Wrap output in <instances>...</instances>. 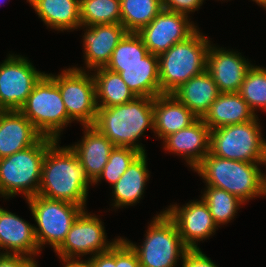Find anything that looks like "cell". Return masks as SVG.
<instances>
[{"mask_svg":"<svg viewBox=\"0 0 266 267\" xmlns=\"http://www.w3.org/2000/svg\"><path fill=\"white\" fill-rule=\"evenodd\" d=\"M89 185L82 165L70 146H59L55 140L47 149L42 163L38 195L74 203L86 209Z\"/></svg>","mask_w":266,"mask_h":267,"instance_id":"6da1fadb","label":"cell"},{"mask_svg":"<svg viewBox=\"0 0 266 267\" xmlns=\"http://www.w3.org/2000/svg\"><path fill=\"white\" fill-rule=\"evenodd\" d=\"M153 106L154 98L135 97L125 104L97 107L93 127L115 147H130L145 153V148L138 142L147 128L154 131Z\"/></svg>","mask_w":266,"mask_h":267,"instance_id":"7a4b0ae2","label":"cell"},{"mask_svg":"<svg viewBox=\"0 0 266 267\" xmlns=\"http://www.w3.org/2000/svg\"><path fill=\"white\" fill-rule=\"evenodd\" d=\"M261 164L266 166V163L217 157L209 152L193 170L202 177L206 186L226 190L246 203L265 196L266 174L261 172Z\"/></svg>","mask_w":266,"mask_h":267,"instance_id":"3957f363","label":"cell"},{"mask_svg":"<svg viewBox=\"0 0 266 267\" xmlns=\"http://www.w3.org/2000/svg\"><path fill=\"white\" fill-rule=\"evenodd\" d=\"M210 42L197 29L186 40L158 56L161 94H172L183 83L206 70Z\"/></svg>","mask_w":266,"mask_h":267,"instance_id":"277c9868","label":"cell"},{"mask_svg":"<svg viewBox=\"0 0 266 267\" xmlns=\"http://www.w3.org/2000/svg\"><path fill=\"white\" fill-rule=\"evenodd\" d=\"M55 139L43 136L36 144L0 158V196L6 199L21 193L36 196L41 183L42 163Z\"/></svg>","mask_w":266,"mask_h":267,"instance_id":"5b68a950","label":"cell"},{"mask_svg":"<svg viewBox=\"0 0 266 267\" xmlns=\"http://www.w3.org/2000/svg\"><path fill=\"white\" fill-rule=\"evenodd\" d=\"M19 111L43 136L55 140H59L63 129L73 122L57 84L47 73L35 84Z\"/></svg>","mask_w":266,"mask_h":267,"instance_id":"8992f818","label":"cell"},{"mask_svg":"<svg viewBox=\"0 0 266 267\" xmlns=\"http://www.w3.org/2000/svg\"><path fill=\"white\" fill-rule=\"evenodd\" d=\"M144 239L138 246L125 239L136 251L141 267H175L188 250L165 211L153 217Z\"/></svg>","mask_w":266,"mask_h":267,"instance_id":"52a82bcc","label":"cell"},{"mask_svg":"<svg viewBox=\"0 0 266 267\" xmlns=\"http://www.w3.org/2000/svg\"><path fill=\"white\" fill-rule=\"evenodd\" d=\"M258 116L241 124L210 131V153L217 157L250 163H266V140Z\"/></svg>","mask_w":266,"mask_h":267,"instance_id":"ba28073f","label":"cell"},{"mask_svg":"<svg viewBox=\"0 0 266 267\" xmlns=\"http://www.w3.org/2000/svg\"><path fill=\"white\" fill-rule=\"evenodd\" d=\"M36 222L34 232L39 250L50 245L54 252L62 245L76 218L84 210L63 200H52L40 195L26 199Z\"/></svg>","mask_w":266,"mask_h":267,"instance_id":"9c48e42d","label":"cell"},{"mask_svg":"<svg viewBox=\"0 0 266 267\" xmlns=\"http://www.w3.org/2000/svg\"><path fill=\"white\" fill-rule=\"evenodd\" d=\"M82 67H70L60 74H48L57 84L72 121L82 126H93L97 116L95 81Z\"/></svg>","mask_w":266,"mask_h":267,"instance_id":"30bf717a","label":"cell"},{"mask_svg":"<svg viewBox=\"0 0 266 267\" xmlns=\"http://www.w3.org/2000/svg\"><path fill=\"white\" fill-rule=\"evenodd\" d=\"M45 72L37 71L27 57L9 54L0 64V104L19 110Z\"/></svg>","mask_w":266,"mask_h":267,"instance_id":"8fae6325","label":"cell"},{"mask_svg":"<svg viewBox=\"0 0 266 267\" xmlns=\"http://www.w3.org/2000/svg\"><path fill=\"white\" fill-rule=\"evenodd\" d=\"M104 225L98 216L83 210L73 222L62 245L55 251L59 258H79L80 256L104 253L120 238L107 241Z\"/></svg>","mask_w":266,"mask_h":267,"instance_id":"7c38bea8","label":"cell"},{"mask_svg":"<svg viewBox=\"0 0 266 267\" xmlns=\"http://www.w3.org/2000/svg\"><path fill=\"white\" fill-rule=\"evenodd\" d=\"M188 19L189 16L185 14L163 9L137 34L141 37L148 52L159 56L174 44L186 40L199 29Z\"/></svg>","mask_w":266,"mask_h":267,"instance_id":"4fadbf2b","label":"cell"},{"mask_svg":"<svg viewBox=\"0 0 266 267\" xmlns=\"http://www.w3.org/2000/svg\"><path fill=\"white\" fill-rule=\"evenodd\" d=\"M165 209V213L174 221L178 233L188 249H199L198 241L208 239L218 229L202 198L198 201H189L182 207L175 203Z\"/></svg>","mask_w":266,"mask_h":267,"instance_id":"5bb4252c","label":"cell"},{"mask_svg":"<svg viewBox=\"0 0 266 267\" xmlns=\"http://www.w3.org/2000/svg\"><path fill=\"white\" fill-rule=\"evenodd\" d=\"M238 51L209 46L206 70L211 74L220 93L239 92L252 64Z\"/></svg>","mask_w":266,"mask_h":267,"instance_id":"9a60e30c","label":"cell"},{"mask_svg":"<svg viewBox=\"0 0 266 267\" xmlns=\"http://www.w3.org/2000/svg\"><path fill=\"white\" fill-rule=\"evenodd\" d=\"M84 63L88 71L106 67L119 41L127 33L121 24L83 26Z\"/></svg>","mask_w":266,"mask_h":267,"instance_id":"2e32d148","label":"cell"},{"mask_svg":"<svg viewBox=\"0 0 266 267\" xmlns=\"http://www.w3.org/2000/svg\"><path fill=\"white\" fill-rule=\"evenodd\" d=\"M210 128L202 118L163 140L165 151L177 154L186 160L193 170L210 152Z\"/></svg>","mask_w":266,"mask_h":267,"instance_id":"e0dca14e","label":"cell"},{"mask_svg":"<svg viewBox=\"0 0 266 267\" xmlns=\"http://www.w3.org/2000/svg\"><path fill=\"white\" fill-rule=\"evenodd\" d=\"M0 249L34 259L40 253L34 225L0 206ZM6 250V251H4Z\"/></svg>","mask_w":266,"mask_h":267,"instance_id":"ac0fdd59","label":"cell"},{"mask_svg":"<svg viewBox=\"0 0 266 267\" xmlns=\"http://www.w3.org/2000/svg\"><path fill=\"white\" fill-rule=\"evenodd\" d=\"M42 137L19 110H5L0 114V158L27 149Z\"/></svg>","mask_w":266,"mask_h":267,"instance_id":"d6986e66","label":"cell"},{"mask_svg":"<svg viewBox=\"0 0 266 267\" xmlns=\"http://www.w3.org/2000/svg\"><path fill=\"white\" fill-rule=\"evenodd\" d=\"M105 68L119 73L136 97L155 98L161 95L157 55L149 52L138 64L106 65Z\"/></svg>","mask_w":266,"mask_h":267,"instance_id":"ffe728a7","label":"cell"},{"mask_svg":"<svg viewBox=\"0 0 266 267\" xmlns=\"http://www.w3.org/2000/svg\"><path fill=\"white\" fill-rule=\"evenodd\" d=\"M84 136L75 145H69L75 152L86 176L93 183L108 162L114 144L93 126H83Z\"/></svg>","mask_w":266,"mask_h":267,"instance_id":"44dd1931","label":"cell"},{"mask_svg":"<svg viewBox=\"0 0 266 267\" xmlns=\"http://www.w3.org/2000/svg\"><path fill=\"white\" fill-rule=\"evenodd\" d=\"M198 117L173 94H161L154 98V135L161 140L190 126Z\"/></svg>","mask_w":266,"mask_h":267,"instance_id":"7402d4cb","label":"cell"},{"mask_svg":"<svg viewBox=\"0 0 266 267\" xmlns=\"http://www.w3.org/2000/svg\"><path fill=\"white\" fill-rule=\"evenodd\" d=\"M238 92L220 93L202 117L210 130L249 122L256 117Z\"/></svg>","mask_w":266,"mask_h":267,"instance_id":"603a6c76","label":"cell"},{"mask_svg":"<svg viewBox=\"0 0 266 267\" xmlns=\"http://www.w3.org/2000/svg\"><path fill=\"white\" fill-rule=\"evenodd\" d=\"M147 155L141 153L127 168L125 173L112 186L113 207L123 208L133 206L142 199L145 185L150 178L147 168Z\"/></svg>","mask_w":266,"mask_h":267,"instance_id":"cb8c5ba5","label":"cell"},{"mask_svg":"<svg viewBox=\"0 0 266 267\" xmlns=\"http://www.w3.org/2000/svg\"><path fill=\"white\" fill-rule=\"evenodd\" d=\"M198 118H202L220 94L211 74L205 70L172 93Z\"/></svg>","mask_w":266,"mask_h":267,"instance_id":"d4e9b609","label":"cell"},{"mask_svg":"<svg viewBox=\"0 0 266 267\" xmlns=\"http://www.w3.org/2000/svg\"><path fill=\"white\" fill-rule=\"evenodd\" d=\"M28 2L47 28L69 32L82 27L80 0H29Z\"/></svg>","mask_w":266,"mask_h":267,"instance_id":"484cf974","label":"cell"},{"mask_svg":"<svg viewBox=\"0 0 266 267\" xmlns=\"http://www.w3.org/2000/svg\"><path fill=\"white\" fill-rule=\"evenodd\" d=\"M93 71L97 107L125 104L136 97L119 73L105 67Z\"/></svg>","mask_w":266,"mask_h":267,"instance_id":"4316f807","label":"cell"},{"mask_svg":"<svg viewBox=\"0 0 266 267\" xmlns=\"http://www.w3.org/2000/svg\"><path fill=\"white\" fill-rule=\"evenodd\" d=\"M121 25L127 32L137 33L163 10L162 0H120Z\"/></svg>","mask_w":266,"mask_h":267,"instance_id":"83f0119b","label":"cell"},{"mask_svg":"<svg viewBox=\"0 0 266 267\" xmlns=\"http://www.w3.org/2000/svg\"><path fill=\"white\" fill-rule=\"evenodd\" d=\"M202 200L207 204L218 227L234 219L239 207L245 203L237 196L213 186H206Z\"/></svg>","mask_w":266,"mask_h":267,"instance_id":"f1b7e54d","label":"cell"},{"mask_svg":"<svg viewBox=\"0 0 266 267\" xmlns=\"http://www.w3.org/2000/svg\"><path fill=\"white\" fill-rule=\"evenodd\" d=\"M81 26L121 24L120 0H80Z\"/></svg>","mask_w":266,"mask_h":267,"instance_id":"f546056e","label":"cell"},{"mask_svg":"<svg viewBox=\"0 0 266 267\" xmlns=\"http://www.w3.org/2000/svg\"><path fill=\"white\" fill-rule=\"evenodd\" d=\"M238 93L254 113L257 108L266 111V68L252 65Z\"/></svg>","mask_w":266,"mask_h":267,"instance_id":"4dcf8cb0","label":"cell"},{"mask_svg":"<svg viewBox=\"0 0 266 267\" xmlns=\"http://www.w3.org/2000/svg\"><path fill=\"white\" fill-rule=\"evenodd\" d=\"M141 37L134 32H127L114 49L107 65L138 64L148 54Z\"/></svg>","mask_w":266,"mask_h":267,"instance_id":"1f68e13d","label":"cell"},{"mask_svg":"<svg viewBox=\"0 0 266 267\" xmlns=\"http://www.w3.org/2000/svg\"><path fill=\"white\" fill-rule=\"evenodd\" d=\"M140 154L141 152L130 147H114L102 173L93 184L96 185L101 179H105L113 186Z\"/></svg>","mask_w":266,"mask_h":267,"instance_id":"d6a6232c","label":"cell"},{"mask_svg":"<svg viewBox=\"0 0 266 267\" xmlns=\"http://www.w3.org/2000/svg\"><path fill=\"white\" fill-rule=\"evenodd\" d=\"M116 267H141L136 251L121 237L116 242Z\"/></svg>","mask_w":266,"mask_h":267,"instance_id":"836d02e7","label":"cell"},{"mask_svg":"<svg viewBox=\"0 0 266 267\" xmlns=\"http://www.w3.org/2000/svg\"><path fill=\"white\" fill-rule=\"evenodd\" d=\"M204 0H162L163 9L188 16L200 9Z\"/></svg>","mask_w":266,"mask_h":267,"instance_id":"e575fe53","label":"cell"},{"mask_svg":"<svg viewBox=\"0 0 266 267\" xmlns=\"http://www.w3.org/2000/svg\"><path fill=\"white\" fill-rule=\"evenodd\" d=\"M182 267H218L199 249H188L181 260Z\"/></svg>","mask_w":266,"mask_h":267,"instance_id":"d590c367","label":"cell"},{"mask_svg":"<svg viewBox=\"0 0 266 267\" xmlns=\"http://www.w3.org/2000/svg\"><path fill=\"white\" fill-rule=\"evenodd\" d=\"M0 267H38L37 262L23 254L1 253Z\"/></svg>","mask_w":266,"mask_h":267,"instance_id":"8d00e7d4","label":"cell"},{"mask_svg":"<svg viewBox=\"0 0 266 267\" xmlns=\"http://www.w3.org/2000/svg\"><path fill=\"white\" fill-rule=\"evenodd\" d=\"M92 267H116V243L106 252L89 258Z\"/></svg>","mask_w":266,"mask_h":267,"instance_id":"74e56055","label":"cell"},{"mask_svg":"<svg viewBox=\"0 0 266 267\" xmlns=\"http://www.w3.org/2000/svg\"><path fill=\"white\" fill-rule=\"evenodd\" d=\"M64 267H92L91 262L79 258H60Z\"/></svg>","mask_w":266,"mask_h":267,"instance_id":"f35d334b","label":"cell"},{"mask_svg":"<svg viewBox=\"0 0 266 267\" xmlns=\"http://www.w3.org/2000/svg\"><path fill=\"white\" fill-rule=\"evenodd\" d=\"M255 3L258 4V6L260 5V7L264 8V10H266V0H252Z\"/></svg>","mask_w":266,"mask_h":267,"instance_id":"ab89813d","label":"cell"},{"mask_svg":"<svg viewBox=\"0 0 266 267\" xmlns=\"http://www.w3.org/2000/svg\"><path fill=\"white\" fill-rule=\"evenodd\" d=\"M5 111V109L3 108V106L0 104V114H2Z\"/></svg>","mask_w":266,"mask_h":267,"instance_id":"60d3db41","label":"cell"}]
</instances>
